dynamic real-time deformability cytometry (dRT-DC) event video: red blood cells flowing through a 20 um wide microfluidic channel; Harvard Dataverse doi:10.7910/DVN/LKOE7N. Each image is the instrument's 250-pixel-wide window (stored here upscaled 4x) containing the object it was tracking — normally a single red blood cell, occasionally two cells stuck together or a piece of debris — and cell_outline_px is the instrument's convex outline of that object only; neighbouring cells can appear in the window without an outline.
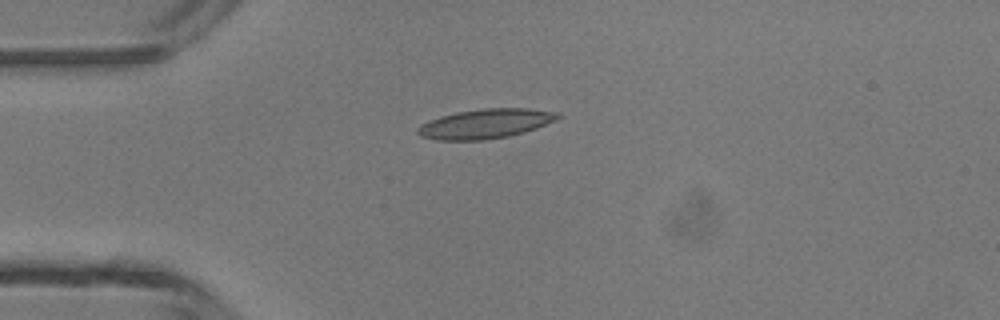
{"species": "common noctule bat (a hibernating species)", "species_latin": "Nyctalus noctula", "temperature_condition": "room temperature", "stored_images_in_passage": 2, "camera_frame_rate_fps": 3000, "um_per_image_px": 0.085, "animal": {"sex": "male", "body_mass_g": 13.3}, "frame": {"image": 1, "passage_image": 1, "time_ms": 0.0, "image_size_px": [1000, 320], "cell_outline_px": [[560, 116], [556, 120], [536, 128], [524, 132], [508, 136], [484, 140], [436, 140], [420, 136], [416, 132], [416, 128], [420, 124], [428, 120], [440, 116], [456, 112], [484, 108], [528, 108], [556, 112]], "centroid_in_image_um": [41.21, 10.52], "position_along_channel_um": 43.8, "area_um2": 24.16}}